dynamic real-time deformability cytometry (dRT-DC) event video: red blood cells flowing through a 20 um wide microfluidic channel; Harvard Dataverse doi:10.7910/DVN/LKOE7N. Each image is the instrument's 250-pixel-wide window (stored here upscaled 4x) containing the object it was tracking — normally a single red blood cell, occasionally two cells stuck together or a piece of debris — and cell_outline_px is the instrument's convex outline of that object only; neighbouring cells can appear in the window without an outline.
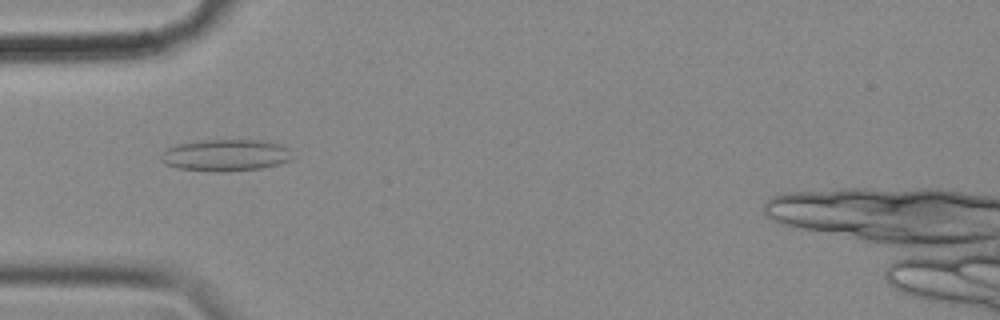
{"species": "common noctule bat (a hibernating species)", "species_latin": "Nyctalus noctula", "temperature_condition": "cold", "stored_images_in_passage": 56, "camera_frame_rate_fps": 3000, "um_per_image_px": 0.085, "animal": {"sex": "female", "body_mass_g": 18.4}, "frame": {"image": 1, "passage_image": 17, "time_ms": 5.333, "image_size_px": [1000, 320], "cell_outline_px": [[292, 160], [260, 168], [224, 172], [216, 172], [180, 168], [164, 164], [160, 160], [160, 156], [168, 148], [176, 144], [196, 140], [264, 140], [280, 144], [288, 148]], "centroid_in_image_um": [19.15, 13.18], "position_along_channel_um": 65.9, "area_um2": 24.33}}
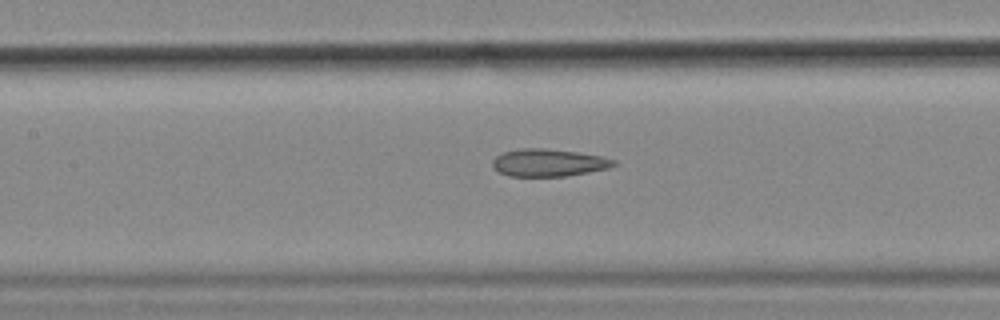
{"frame": {"image": 2, "passage_image": 25, "time_ms": 8.0, "image_size_px": [1000, 320], "cell_outline_px": [[616, 164], [608, 168], [568, 176], [508, 176], [492, 168], [492, 160], [496, 156], [504, 152], [520, 148], [544, 148], [576, 152], [600, 156], [616, 160]], "centroid_in_image_um": [46.59, 13.83], "position_along_channel_um": 160.8, "area_um2": 19.36}}
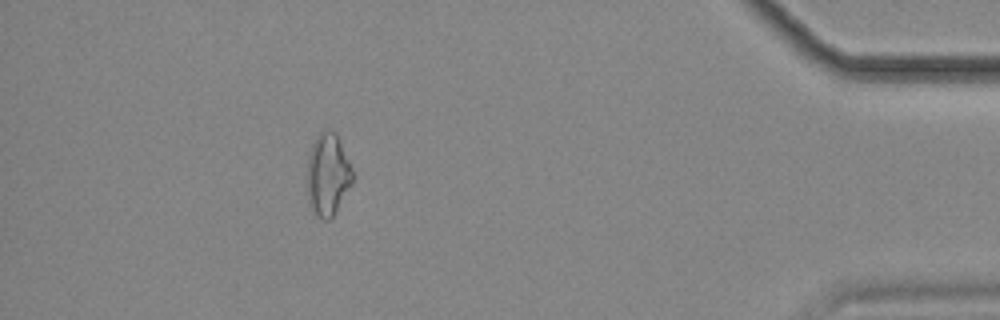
{"frame": {"image": 3, "passage_image": 50, "time_ms": 16.333, "image_size_px": [1000, 320], "cell_outline_px": [[356, 172], [352, 184], [332, 216], [328, 220], [324, 220], [316, 216], [312, 212], [308, 204], [304, 184], [308, 152], [316, 136], [320, 132], [328, 128], [332, 128], [336, 132]], "centroid_in_image_um": [27.83, 14.81], "position_along_channel_um": 407.4, "area_um2": 23.12}, "authors_computed_cell_mechanics": {"area_um2": 20.5768, "velocity_mm_per_s": 3.5714, "shape_relaxation_time_tau1_ms": null, "shape_relaxation_time_tau2_ms": 3.926, "deformation_change_tau1": null, "deformation_change_tau2": 0.1289}}